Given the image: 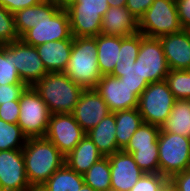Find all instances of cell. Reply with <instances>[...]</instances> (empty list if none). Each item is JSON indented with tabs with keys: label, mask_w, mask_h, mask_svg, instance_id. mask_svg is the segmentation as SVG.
Instances as JSON below:
<instances>
[{
	"label": "cell",
	"mask_w": 190,
	"mask_h": 191,
	"mask_svg": "<svg viewBox=\"0 0 190 191\" xmlns=\"http://www.w3.org/2000/svg\"><path fill=\"white\" fill-rule=\"evenodd\" d=\"M153 2L154 0H127L126 7L139 20Z\"/></svg>",
	"instance_id": "cell-40"
},
{
	"label": "cell",
	"mask_w": 190,
	"mask_h": 191,
	"mask_svg": "<svg viewBox=\"0 0 190 191\" xmlns=\"http://www.w3.org/2000/svg\"><path fill=\"white\" fill-rule=\"evenodd\" d=\"M169 191H190V172H183L173 175L169 179Z\"/></svg>",
	"instance_id": "cell-38"
},
{
	"label": "cell",
	"mask_w": 190,
	"mask_h": 191,
	"mask_svg": "<svg viewBox=\"0 0 190 191\" xmlns=\"http://www.w3.org/2000/svg\"><path fill=\"white\" fill-rule=\"evenodd\" d=\"M86 132L71 113L50 114L45 138L66 157L82 140Z\"/></svg>",
	"instance_id": "cell-11"
},
{
	"label": "cell",
	"mask_w": 190,
	"mask_h": 191,
	"mask_svg": "<svg viewBox=\"0 0 190 191\" xmlns=\"http://www.w3.org/2000/svg\"><path fill=\"white\" fill-rule=\"evenodd\" d=\"M140 48V33L121 37L120 60L124 64L135 63Z\"/></svg>",
	"instance_id": "cell-35"
},
{
	"label": "cell",
	"mask_w": 190,
	"mask_h": 191,
	"mask_svg": "<svg viewBox=\"0 0 190 191\" xmlns=\"http://www.w3.org/2000/svg\"><path fill=\"white\" fill-rule=\"evenodd\" d=\"M104 156L93 141L85 135L77 146L65 157V164L79 174H84Z\"/></svg>",
	"instance_id": "cell-21"
},
{
	"label": "cell",
	"mask_w": 190,
	"mask_h": 191,
	"mask_svg": "<svg viewBox=\"0 0 190 191\" xmlns=\"http://www.w3.org/2000/svg\"><path fill=\"white\" fill-rule=\"evenodd\" d=\"M160 127L154 124L142 123L131 137L124 152L131 154L136 149L151 148L158 142Z\"/></svg>",
	"instance_id": "cell-28"
},
{
	"label": "cell",
	"mask_w": 190,
	"mask_h": 191,
	"mask_svg": "<svg viewBox=\"0 0 190 191\" xmlns=\"http://www.w3.org/2000/svg\"><path fill=\"white\" fill-rule=\"evenodd\" d=\"M111 171L110 191H130L143 172L131 154L120 150L108 156Z\"/></svg>",
	"instance_id": "cell-15"
},
{
	"label": "cell",
	"mask_w": 190,
	"mask_h": 191,
	"mask_svg": "<svg viewBox=\"0 0 190 191\" xmlns=\"http://www.w3.org/2000/svg\"><path fill=\"white\" fill-rule=\"evenodd\" d=\"M43 0H0V6L15 14L17 11L38 5Z\"/></svg>",
	"instance_id": "cell-39"
},
{
	"label": "cell",
	"mask_w": 190,
	"mask_h": 191,
	"mask_svg": "<svg viewBox=\"0 0 190 191\" xmlns=\"http://www.w3.org/2000/svg\"><path fill=\"white\" fill-rule=\"evenodd\" d=\"M110 75L124 81L126 85L134 89V92L138 96H140L149 85L145 78L141 77L138 63L124 64L121 60H118Z\"/></svg>",
	"instance_id": "cell-27"
},
{
	"label": "cell",
	"mask_w": 190,
	"mask_h": 191,
	"mask_svg": "<svg viewBox=\"0 0 190 191\" xmlns=\"http://www.w3.org/2000/svg\"><path fill=\"white\" fill-rule=\"evenodd\" d=\"M116 123L117 146L123 150L131 137L143 123L138 108L120 110L114 112Z\"/></svg>",
	"instance_id": "cell-24"
},
{
	"label": "cell",
	"mask_w": 190,
	"mask_h": 191,
	"mask_svg": "<svg viewBox=\"0 0 190 191\" xmlns=\"http://www.w3.org/2000/svg\"><path fill=\"white\" fill-rule=\"evenodd\" d=\"M22 153L26 177L35 191L65 164V156L45 137L27 138Z\"/></svg>",
	"instance_id": "cell-2"
},
{
	"label": "cell",
	"mask_w": 190,
	"mask_h": 191,
	"mask_svg": "<svg viewBox=\"0 0 190 191\" xmlns=\"http://www.w3.org/2000/svg\"><path fill=\"white\" fill-rule=\"evenodd\" d=\"M96 43L99 71L102 75H110L120 60L121 37L99 34Z\"/></svg>",
	"instance_id": "cell-22"
},
{
	"label": "cell",
	"mask_w": 190,
	"mask_h": 191,
	"mask_svg": "<svg viewBox=\"0 0 190 191\" xmlns=\"http://www.w3.org/2000/svg\"><path fill=\"white\" fill-rule=\"evenodd\" d=\"M4 46L12 53L18 74L27 86H33L48 73L35 46L28 45L21 39Z\"/></svg>",
	"instance_id": "cell-12"
},
{
	"label": "cell",
	"mask_w": 190,
	"mask_h": 191,
	"mask_svg": "<svg viewBox=\"0 0 190 191\" xmlns=\"http://www.w3.org/2000/svg\"><path fill=\"white\" fill-rule=\"evenodd\" d=\"M19 111V100H13L11 103H3L0 105V119L7 123L17 124Z\"/></svg>",
	"instance_id": "cell-37"
},
{
	"label": "cell",
	"mask_w": 190,
	"mask_h": 191,
	"mask_svg": "<svg viewBox=\"0 0 190 191\" xmlns=\"http://www.w3.org/2000/svg\"><path fill=\"white\" fill-rule=\"evenodd\" d=\"M139 33V20L126 6L109 7L102 17L101 34L127 37Z\"/></svg>",
	"instance_id": "cell-18"
},
{
	"label": "cell",
	"mask_w": 190,
	"mask_h": 191,
	"mask_svg": "<svg viewBox=\"0 0 190 191\" xmlns=\"http://www.w3.org/2000/svg\"><path fill=\"white\" fill-rule=\"evenodd\" d=\"M86 135L97 146L98 151L104 156L114 154L121 149L117 146L115 114L110 112Z\"/></svg>",
	"instance_id": "cell-20"
},
{
	"label": "cell",
	"mask_w": 190,
	"mask_h": 191,
	"mask_svg": "<svg viewBox=\"0 0 190 191\" xmlns=\"http://www.w3.org/2000/svg\"><path fill=\"white\" fill-rule=\"evenodd\" d=\"M131 155L143 172L159 173V149L157 143L151 148L136 149Z\"/></svg>",
	"instance_id": "cell-32"
},
{
	"label": "cell",
	"mask_w": 190,
	"mask_h": 191,
	"mask_svg": "<svg viewBox=\"0 0 190 191\" xmlns=\"http://www.w3.org/2000/svg\"><path fill=\"white\" fill-rule=\"evenodd\" d=\"M20 114L17 124L27 138L45 137L50 112L47 104L32 86H28L19 99Z\"/></svg>",
	"instance_id": "cell-6"
},
{
	"label": "cell",
	"mask_w": 190,
	"mask_h": 191,
	"mask_svg": "<svg viewBox=\"0 0 190 191\" xmlns=\"http://www.w3.org/2000/svg\"><path fill=\"white\" fill-rule=\"evenodd\" d=\"M83 184V175L64 164L37 191H79Z\"/></svg>",
	"instance_id": "cell-25"
},
{
	"label": "cell",
	"mask_w": 190,
	"mask_h": 191,
	"mask_svg": "<svg viewBox=\"0 0 190 191\" xmlns=\"http://www.w3.org/2000/svg\"><path fill=\"white\" fill-rule=\"evenodd\" d=\"M19 38L15 28V17L7 9L0 6V45L17 41Z\"/></svg>",
	"instance_id": "cell-34"
},
{
	"label": "cell",
	"mask_w": 190,
	"mask_h": 191,
	"mask_svg": "<svg viewBox=\"0 0 190 191\" xmlns=\"http://www.w3.org/2000/svg\"><path fill=\"white\" fill-rule=\"evenodd\" d=\"M159 173L168 179L187 170L190 163V138L164 132L158 135Z\"/></svg>",
	"instance_id": "cell-5"
},
{
	"label": "cell",
	"mask_w": 190,
	"mask_h": 191,
	"mask_svg": "<svg viewBox=\"0 0 190 191\" xmlns=\"http://www.w3.org/2000/svg\"><path fill=\"white\" fill-rule=\"evenodd\" d=\"M0 188L3 191H35L26 177L22 149L0 151Z\"/></svg>",
	"instance_id": "cell-13"
},
{
	"label": "cell",
	"mask_w": 190,
	"mask_h": 191,
	"mask_svg": "<svg viewBox=\"0 0 190 191\" xmlns=\"http://www.w3.org/2000/svg\"><path fill=\"white\" fill-rule=\"evenodd\" d=\"M32 87L47 104L50 114L72 113L84 91L64 72H48Z\"/></svg>",
	"instance_id": "cell-3"
},
{
	"label": "cell",
	"mask_w": 190,
	"mask_h": 191,
	"mask_svg": "<svg viewBox=\"0 0 190 191\" xmlns=\"http://www.w3.org/2000/svg\"><path fill=\"white\" fill-rule=\"evenodd\" d=\"M15 28L19 38L31 46L47 42L74 39L67 10L57 3L42 1L14 14Z\"/></svg>",
	"instance_id": "cell-1"
},
{
	"label": "cell",
	"mask_w": 190,
	"mask_h": 191,
	"mask_svg": "<svg viewBox=\"0 0 190 191\" xmlns=\"http://www.w3.org/2000/svg\"><path fill=\"white\" fill-rule=\"evenodd\" d=\"M130 191H169V179L160 173H144Z\"/></svg>",
	"instance_id": "cell-33"
},
{
	"label": "cell",
	"mask_w": 190,
	"mask_h": 191,
	"mask_svg": "<svg viewBox=\"0 0 190 191\" xmlns=\"http://www.w3.org/2000/svg\"><path fill=\"white\" fill-rule=\"evenodd\" d=\"M160 129L190 138V99L176 100Z\"/></svg>",
	"instance_id": "cell-23"
},
{
	"label": "cell",
	"mask_w": 190,
	"mask_h": 191,
	"mask_svg": "<svg viewBox=\"0 0 190 191\" xmlns=\"http://www.w3.org/2000/svg\"><path fill=\"white\" fill-rule=\"evenodd\" d=\"M26 141L27 137L18 124L0 119V151L23 149Z\"/></svg>",
	"instance_id": "cell-29"
},
{
	"label": "cell",
	"mask_w": 190,
	"mask_h": 191,
	"mask_svg": "<svg viewBox=\"0 0 190 191\" xmlns=\"http://www.w3.org/2000/svg\"><path fill=\"white\" fill-rule=\"evenodd\" d=\"M94 89L106 102L110 112L138 108L139 96L117 77L102 75Z\"/></svg>",
	"instance_id": "cell-14"
},
{
	"label": "cell",
	"mask_w": 190,
	"mask_h": 191,
	"mask_svg": "<svg viewBox=\"0 0 190 191\" xmlns=\"http://www.w3.org/2000/svg\"><path fill=\"white\" fill-rule=\"evenodd\" d=\"M175 101L165 80L150 83L138 100V110L143 123L161 127L170 115Z\"/></svg>",
	"instance_id": "cell-8"
},
{
	"label": "cell",
	"mask_w": 190,
	"mask_h": 191,
	"mask_svg": "<svg viewBox=\"0 0 190 191\" xmlns=\"http://www.w3.org/2000/svg\"><path fill=\"white\" fill-rule=\"evenodd\" d=\"M28 86L26 84H0V105L11 103L13 100H19L21 94Z\"/></svg>",
	"instance_id": "cell-36"
},
{
	"label": "cell",
	"mask_w": 190,
	"mask_h": 191,
	"mask_svg": "<svg viewBox=\"0 0 190 191\" xmlns=\"http://www.w3.org/2000/svg\"><path fill=\"white\" fill-rule=\"evenodd\" d=\"M84 183L95 191H110L111 171L109 158L103 157L83 174Z\"/></svg>",
	"instance_id": "cell-26"
},
{
	"label": "cell",
	"mask_w": 190,
	"mask_h": 191,
	"mask_svg": "<svg viewBox=\"0 0 190 191\" xmlns=\"http://www.w3.org/2000/svg\"><path fill=\"white\" fill-rule=\"evenodd\" d=\"M109 0H79L67 8L73 37H96L101 34L102 17Z\"/></svg>",
	"instance_id": "cell-9"
},
{
	"label": "cell",
	"mask_w": 190,
	"mask_h": 191,
	"mask_svg": "<svg viewBox=\"0 0 190 191\" xmlns=\"http://www.w3.org/2000/svg\"><path fill=\"white\" fill-rule=\"evenodd\" d=\"M73 39H64L36 46L47 72H64L68 66Z\"/></svg>",
	"instance_id": "cell-19"
},
{
	"label": "cell",
	"mask_w": 190,
	"mask_h": 191,
	"mask_svg": "<svg viewBox=\"0 0 190 191\" xmlns=\"http://www.w3.org/2000/svg\"><path fill=\"white\" fill-rule=\"evenodd\" d=\"M165 81L176 100L190 99V70H169Z\"/></svg>",
	"instance_id": "cell-30"
},
{
	"label": "cell",
	"mask_w": 190,
	"mask_h": 191,
	"mask_svg": "<svg viewBox=\"0 0 190 191\" xmlns=\"http://www.w3.org/2000/svg\"><path fill=\"white\" fill-rule=\"evenodd\" d=\"M64 73L84 89H94L102 78L98 68L96 37H74Z\"/></svg>",
	"instance_id": "cell-4"
},
{
	"label": "cell",
	"mask_w": 190,
	"mask_h": 191,
	"mask_svg": "<svg viewBox=\"0 0 190 191\" xmlns=\"http://www.w3.org/2000/svg\"><path fill=\"white\" fill-rule=\"evenodd\" d=\"M142 78L150 84L165 80L169 72L165 54L158 38L140 33V48L136 62Z\"/></svg>",
	"instance_id": "cell-10"
},
{
	"label": "cell",
	"mask_w": 190,
	"mask_h": 191,
	"mask_svg": "<svg viewBox=\"0 0 190 191\" xmlns=\"http://www.w3.org/2000/svg\"><path fill=\"white\" fill-rule=\"evenodd\" d=\"M182 29L175 0H154L139 19V33L147 37L158 38Z\"/></svg>",
	"instance_id": "cell-7"
},
{
	"label": "cell",
	"mask_w": 190,
	"mask_h": 191,
	"mask_svg": "<svg viewBox=\"0 0 190 191\" xmlns=\"http://www.w3.org/2000/svg\"><path fill=\"white\" fill-rule=\"evenodd\" d=\"M169 70H190V29L158 37Z\"/></svg>",
	"instance_id": "cell-17"
},
{
	"label": "cell",
	"mask_w": 190,
	"mask_h": 191,
	"mask_svg": "<svg viewBox=\"0 0 190 191\" xmlns=\"http://www.w3.org/2000/svg\"><path fill=\"white\" fill-rule=\"evenodd\" d=\"M43 1H49V2L57 3L59 0H43Z\"/></svg>",
	"instance_id": "cell-45"
},
{
	"label": "cell",
	"mask_w": 190,
	"mask_h": 191,
	"mask_svg": "<svg viewBox=\"0 0 190 191\" xmlns=\"http://www.w3.org/2000/svg\"><path fill=\"white\" fill-rule=\"evenodd\" d=\"M0 84H25L13 63L12 53L4 45H0Z\"/></svg>",
	"instance_id": "cell-31"
},
{
	"label": "cell",
	"mask_w": 190,
	"mask_h": 191,
	"mask_svg": "<svg viewBox=\"0 0 190 191\" xmlns=\"http://www.w3.org/2000/svg\"><path fill=\"white\" fill-rule=\"evenodd\" d=\"M109 113L106 102L95 89H84L71 114L87 133Z\"/></svg>",
	"instance_id": "cell-16"
},
{
	"label": "cell",
	"mask_w": 190,
	"mask_h": 191,
	"mask_svg": "<svg viewBox=\"0 0 190 191\" xmlns=\"http://www.w3.org/2000/svg\"><path fill=\"white\" fill-rule=\"evenodd\" d=\"M110 7H123L126 6L127 0H109Z\"/></svg>",
	"instance_id": "cell-43"
},
{
	"label": "cell",
	"mask_w": 190,
	"mask_h": 191,
	"mask_svg": "<svg viewBox=\"0 0 190 191\" xmlns=\"http://www.w3.org/2000/svg\"><path fill=\"white\" fill-rule=\"evenodd\" d=\"M79 0H59L57 2L58 6L60 9L66 10L69 8L71 5L77 3Z\"/></svg>",
	"instance_id": "cell-42"
},
{
	"label": "cell",
	"mask_w": 190,
	"mask_h": 191,
	"mask_svg": "<svg viewBox=\"0 0 190 191\" xmlns=\"http://www.w3.org/2000/svg\"><path fill=\"white\" fill-rule=\"evenodd\" d=\"M79 191H95L90 186L86 185L85 183L82 185V187L79 189Z\"/></svg>",
	"instance_id": "cell-44"
},
{
	"label": "cell",
	"mask_w": 190,
	"mask_h": 191,
	"mask_svg": "<svg viewBox=\"0 0 190 191\" xmlns=\"http://www.w3.org/2000/svg\"><path fill=\"white\" fill-rule=\"evenodd\" d=\"M180 25L183 29H190V0H175Z\"/></svg>",
	"instance_id": "cell-41"
}]
</instances>
